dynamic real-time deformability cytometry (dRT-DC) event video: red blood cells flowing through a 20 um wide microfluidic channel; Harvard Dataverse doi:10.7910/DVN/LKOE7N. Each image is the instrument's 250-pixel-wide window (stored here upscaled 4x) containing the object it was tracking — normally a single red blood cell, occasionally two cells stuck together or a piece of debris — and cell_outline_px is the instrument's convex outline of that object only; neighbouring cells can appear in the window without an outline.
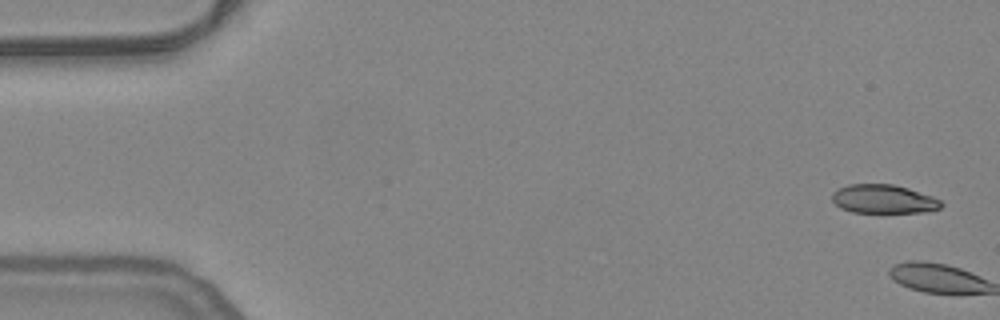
{"species": "common noctule bat (a hibernating species)", "species_latin": "Nyctalus noctula", "temperature_condition": "warm", "stored_images_in_passage": 2, "camera_frame_rate_fps": 3000, "um_per_image_px": 0.085, "animal": {"sex": "female", "body_mass_g": 24.6, "forearm_length_mm": 56.2}, "frame": {"image": 1, "passage_image": 1, "time_ms": 0.0, "image_size_px": [1000, 320], "cell_outline_px": [[944, 204], [940, 208], [928, 212], [852, 212], [840, 208], [832, 200], [832, 192], [848, 184], [892, 184], [908, 188], [932, 196], [940, 200]], "centroid_in_image_um": [75.11, 16.92], "position_along_channel_um": 9.9, "area_um2": 18.26}}